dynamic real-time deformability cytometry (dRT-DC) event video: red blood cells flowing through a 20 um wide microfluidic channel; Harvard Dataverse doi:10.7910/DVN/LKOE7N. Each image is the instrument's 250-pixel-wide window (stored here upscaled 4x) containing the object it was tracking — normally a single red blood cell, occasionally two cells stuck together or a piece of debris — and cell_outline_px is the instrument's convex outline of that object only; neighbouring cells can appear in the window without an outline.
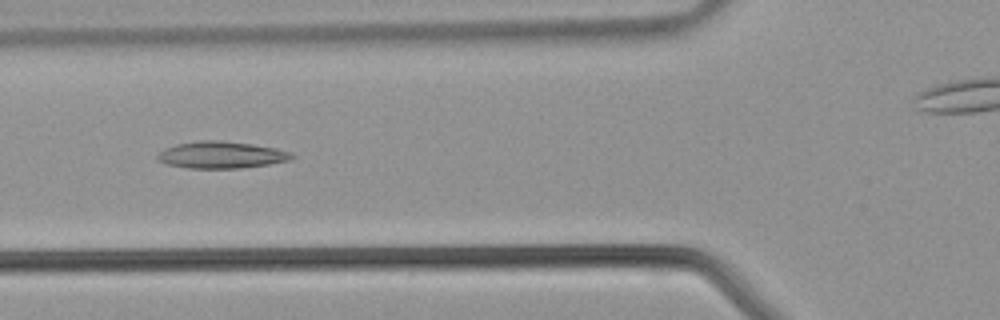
{"species": "common noctule bat (a hibernating species)", "species_latin": "Nyctalus noctula", "temperature_condition": "warm", "stored_images_in_passage": 31, "camera_frame_rate_fps": 3000, "um_per_image_px": 0.085, "animal": {"sex": "male", "body_mass_g": 21.5, "forearm_length_mm": 52.0}, "frame": {"image": 1, "passage_image": 7, "time_ms": 2.0, "image_size_px": [1000, 320], "cell_outline_px": [[296, 156], [288, 160], [268, 164], [240, 168], [188, 168], [168, 164], [156, 160], [156, 156], [160, 152], [176, 144], [204, 140], [220, 140], [252, 144], [276, 148], [292, 152]], "centroid_in_image_um": [18.83, 13.16], "position_along_channel_um": 107.0, "area_um2": 20.87}}
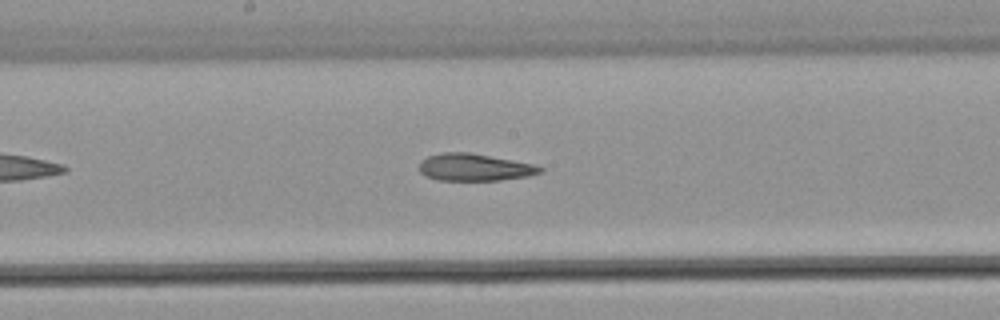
{"frame": {"image": 2, "passage_image": 13, "time_ms": 4.0, "image_size_px": [1000, 320], "cell_outline_px": [[544, 168], [540, 172], [528, 176], [500, 180], [436, 180], [424, 176], [420, 172], [420, 160], [428, 156], [440, 152], [468, 152], [532, 164]], "centroid_in_image_um": [40.26, 14.22], "position_along_channel_um": 207.9, "area_um2": 19.02}}
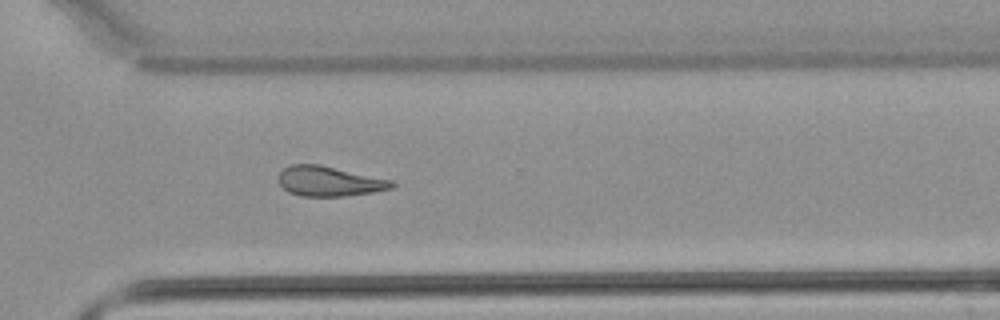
{"frame": {"image": 3, "passage_image": 21, "time_ms": 6.667, "image_size_px": [1000, 320], "cell_outline_px": [[396, 184], [392, 188], [372, 192], [344, 196], [300, 196], [288, 192], [280, 184], [280, 172], [288, 164], [320, 164], [392, 180]], "centroid_in_image_um": [27.98, 15.4], "position_along_channel_um": 342.6, "area_um2": 19.71}}